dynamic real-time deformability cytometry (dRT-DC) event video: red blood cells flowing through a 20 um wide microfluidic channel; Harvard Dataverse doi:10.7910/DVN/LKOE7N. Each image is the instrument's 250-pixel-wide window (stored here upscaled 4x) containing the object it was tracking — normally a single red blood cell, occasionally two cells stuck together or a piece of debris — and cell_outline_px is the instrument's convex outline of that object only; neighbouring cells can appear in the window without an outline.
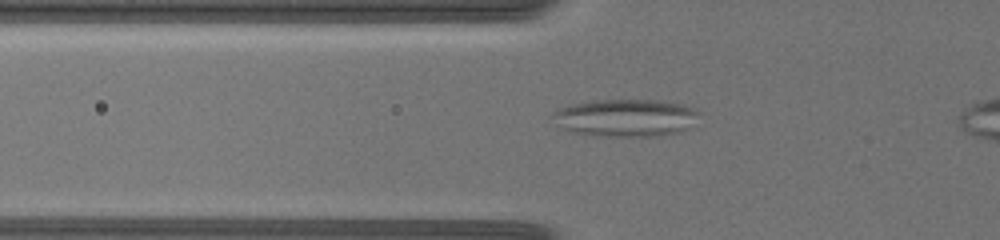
{"species": "common noctule bat (a hibernating species)", "species_latin": "Nyctalus noctula", "temperature_condition": "warm", "stored_images_in_passage": 26, "segment_of_instrument_passage": [1, 2], "camera_frame_rate_fps": 3000, "um_per_image_px": 0.085, "animal": {"sex": "female", "body_mass_g": 19.5, "forearm_length_mm": 54.1}, "frame": {"image": 1, "passage_image": 2, "time_ms": 0.333, "image_size_px": [1000, 240], "cell_outline_px": [[696, 112], [688, 128], [680, 132], [656, 136], [596, 136], [572, 132], [564, 128], [548, 116], [552, 112], [572, 104], [596, 100], [656, 100], [684, 104], [696, 108]], "centroid_in_image_um": [53.13, 10.01], "position_along_channel_um": 72.7, "area_um2": 31.73}}
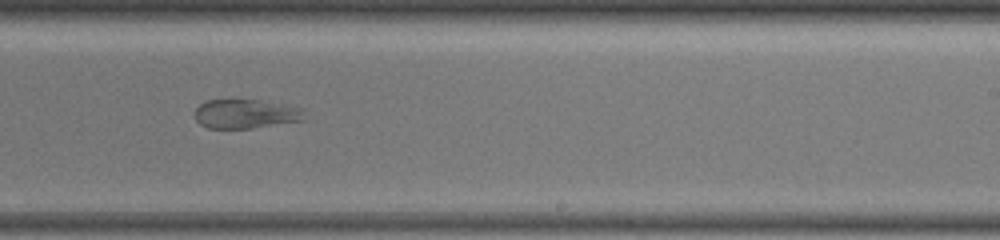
{"frame": {"image": 2, "passage_image": 14, "time_ms": 5.0, "image_size_px": [1000, 240], "cell_outline_px": [[308, 120], [252, 128], [208, 128], [200, 124], [196, 120], [196, 108], [200, 104], [208, 100], [236, 96], [260, 100], [300, 108]], "centroid_in_image_um": [20.86, 9.64], "position_along_channel_um": 268.1, "area_um2": 19.25}}
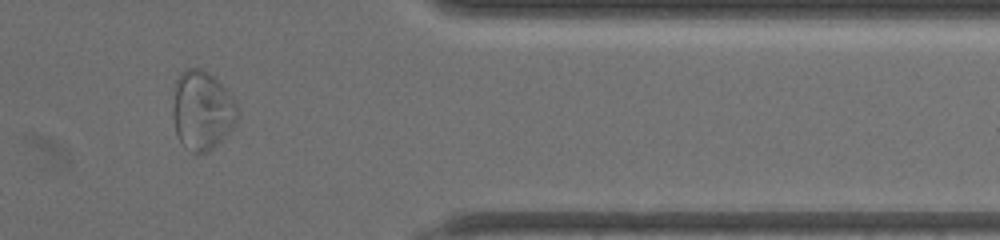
{"frame": {"image": 3, "passage_image": 22, "time_ms": 8.333, "image_size_px": [1000, 240], "cell_outline_px": [[236, 120], [232, 128], [212, 148], [196, 156], [176, 136], [172, 116], [172, 104], [176, 80], [180, 72], [184, 68], [200, 68], [208, 72], [232, 96], [236, 104]], "centroid_in_image_um": [17.12, 9.37], "position_along_channel_um": 394.3, "area_um2": 29.59}}